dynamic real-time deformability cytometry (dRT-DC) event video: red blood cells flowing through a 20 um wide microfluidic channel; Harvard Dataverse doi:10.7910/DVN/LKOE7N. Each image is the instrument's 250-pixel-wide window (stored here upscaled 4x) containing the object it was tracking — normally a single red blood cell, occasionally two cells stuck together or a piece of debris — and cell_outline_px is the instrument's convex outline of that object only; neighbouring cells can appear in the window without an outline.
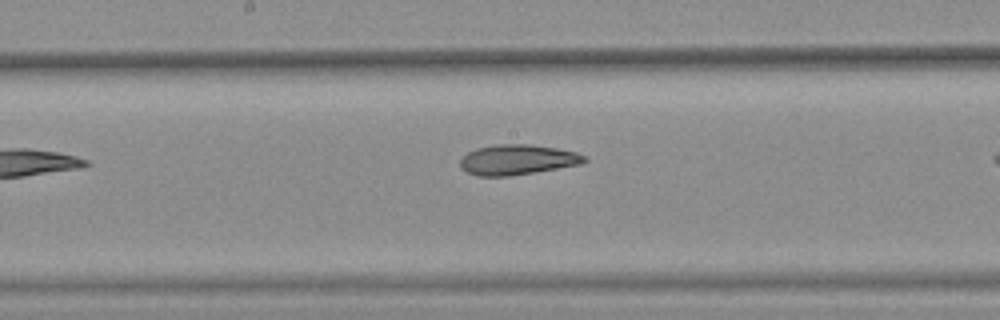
{"species": "common noctule bat (a hibernating species)", "species_latin": "Nyctalus noctula", "temperature_condition": "warm", "stored_images_in_passage": 7, "camera_frame_rate_fps": 3000, "um_per_image_px": 0.085, "animal": {"sex": "female", "body_mass_g": 25.1}, "frame": {"image": 1, "passage_image": 6, "time_ms": 1.667, "image_size_px": [1000, 320], "cell_outline_px": [[588, 160], [584, 164], [536, 172], [508, 176], [476, 176], [460, 168], [460, 160], [468, 152], [476, 148], [496, 144], [528, 144], [556, 148], [576, 152], [584, 156]], "centroid_in_image_um": [43.99, 13.58], "position_along_channel_um": 204.2, "area_um2": 21.96}}